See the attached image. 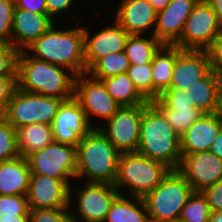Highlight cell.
Instances as JSON below:
<instances>
[{
	"label": "cell",
	"mask_w": 222,
	"mask_h": 222,
	"mask_svg": "<svg viewBox=\"0 0 222 222\" xmlns=\"http://www.w3.org/2000/svg\"><path fill=\"white\" fill-rule=\"evenodd\" d=\"M137 153L171 170L178 169L181 162L180 136L152 102L143 111Z\"/></svg>",
	"instance_id": "obj_1"
},
{
	"label": "cell",
	"mask_w": 222,
	"mask_h": 222,
	"mask_svg": "<svg viewBox=\"0 0 222 222\" xmlns=\"http://www.w3.org/2000/svg\"><path fill=\"white\" fill-rule=\"evenodd\" d=\"M19 51L17 56V85L26 92L67 100L74 96L76 75L69 76L64 67L26 56Z\"/></svg>",
	"instance_id": "obj_2"
},
{
	"label": "cell",
	"mask_w": 222,
	"mask_h": 222,
	"mask_svg": "<svg viewBox=\"0 0 222 222\" xmlns=\"http://www.w3.org/2000/svg\"><path fill=\"white\" fill-rule=\"evenodd\" d=\"M84 28L56 30L52 27L26 49L36 59L67 68L71 75L86 73Z\"/></svg>",
	"instance_id": "obj_3"
},
{
	"label": "cell",
	"mask_w": 222,
	"mask_h": 222,
	"mask_svg": "<svg viewBox=\"0 0 222 222\" xmlns=\"http://www.w3.org/2000/svg\"><path fill=\"white\" fill-rule=\"evenodd\" d=\"M120 152L97 126L77 145L76 177H86V183L114 185Z\"/></svg>",
	"instance_id": "obj_4"
},
{
	"label": "cell",
	"mask_w": 222,
	"mask_h": 222,
	"mask_svg": "<svg viewBox=\"0 0 222 222\" xmlns=\"http://www.w3.org/2000/svg\"><path fill=\"white\" fill-rule=\"evenodd\" d=\"M194 190L176 169L170 170L163 180L143 199L150 222L178 220L182 208Z\"/></svg>",
	"instance_id": "obj_5"
},
{
	"label": "cell",
	"mask_w": 222,
	"mask_h": 222,
	"mask_svg": "<svg viewBox=\"0 0 222 222\" xmlns=\"http://www.w3.org/2000/svg\"><path fill=\"white\" fill-rule=\"evenodd\" d=\"M170 170L162 162L145 157L137 152L121 153L114 186L118 191L124 186L129 187L134 197L144 198L163 180Z\"/></svg>",
	"instance_id": "obj_6"
},
{
	"label": "cell",
	"mask_w": 222,
	"mask_h": 222,
	"mask_svg": "<svg viewBox=\"0 0 222 222\" xmlns=\"http://www.w3.org/2000/svg\"><path fill=\"white\" fill-rule=\"evenodd\" d=\"M62 101L55 97L26 92L17 86L3 116L15 129L36 123L51 125Z\"/></svg>",
	"instance_id": "obj_7"
},
{
	"label": "cell",
	"mask_w": 222,
	"mask_h": 222,
	"mask_svg": "<svg viewBox=\"0 0 222 222\" xmlns=\"http://www.w3.org/2000/svg\"><path fill=\"white\" fill-rule=\"evenodd\" d=\"M221 29L212 5L197 2L185 22L180 39L174 45L182 50H206Z\"/></svg>",
	"instance_id": "obj_8"
},
{
	"label": "cell",
	"mask_w": 222,
	"mask_h": 222,
	"mask_svg": "<svg viewBox=\"0 0 222 222\" xmlns=\"http://www.w3.org/2000/svg\"><path fill=\"white\" fill-rule=\"evenodd\" d=\"M149 103L120 107L106 121L107 129L99 125L100 130L120 153L137 152L142 115Z\"/></svg>",
	"instance_id": "obj_9"
},
{
	"label": "cell",
	"mask_w": 222,
	"mask_h": 222,
	"mask_svg": "<svg viewBox=\"0 0 222 222\" xmlns=\"http://www.w3.org/2000/svg\"><path fill=\"white\" fill-rule=\"evenodd\" d=\"M27 160L32 174L70 179L76 176L77 147L57 142L31 153Z\"/></svg>",
	"instance_id": "obj_10"
},
{
	"label": "cell",
	"mask_w": 222,
	"mask_h": 222,
	"mask_svg": "<svg viewBox=\"0 0 222 222\" xmlns=\"http://www.w3.org/2000/svg\"><path fill=\"white\" fill-rule=\"evenodd\" d=\"M51 128L54 142L77 147L95 125H91L78 101L71 97L61 102Z\"/></svg>",
	"instance_id": "obj_11"
},
{
	"label": "cell",
	"mask_w": 222,
	"mask_h": 222,
	"mask_svg": "<svg viewBox=\"0 0 222 222\" xmlns=\"http://www.w3.org/2000/svg\"><path fill=\"white\" fill-rule=\"evenodd\" d=\"M69 179L31 174L27 201L29 209H64L71 201Z\"/></svg>",
	"instance_id": "obj_12"
},
{
	"label": "cell",
	"mask_w": 222,
	"mask_h": 222,
	"mask_svg": "<svg viewBox=\"0 0 222 222\" xmlns=\"http://www.w3.org/2000/svg\"><path fill=\"white\" fill-rule=\"evenodd\" d=\"M85 75L87 73L76 76L73 97L85 111L88 120L90 114H94L107 121L117 112L120 106L107 92L101 80L89 79L90 75L88 78Z\"/></svg>",
	"instance_id": "obj_13"
},
{
	"label": "cell",
	"mask_w": 222,
	"mask_h": 222,
	"mask_svg": "<svg viewBox=\"0 0 222 222\" xmlns=\"http://www.w3.org/2000/svg\"><path fill=\"white\" fill-rule=\"evenodd\" d=\"M177 170L194 192H202L222 178V160L210 151L182 155Z\"/></svg>",
	"instance_id": "obj_14"
},
{
	"label": "cell",
	"mask_w": 222,
	"mask_h": 222,
	"mask_svg": "<svg viewBox=\"0 0 222 222\" xmlns=\"http://www.w3.org/2000/svg\"><path fill=\"white\" fill-rule=\"evenodd\" d=\"M212 71L206 50H182L176 46V61L168 89H185L196 85Z\"/></svg>",
	"instance_id": "obj_15"
},
{
	"label": "cell",
	"mask_w": 222,
	"mask_h": 222,
	"mask_svg": "<svg viewBox=\"0 0 222 222\" xmlns=\"http://www.w3.org/2000/svg\"><path fill=\"white\" fill-rule=\"evenodd\" d=\"M77 193V208L84 222H104L120 191L111 184L85 182L83 189L80 188Z\"/></svg>",
	"instance_id": "obj_16"
},
{
	"label": "cell",
	"mask_w": 222,
	"mask_h": 222,
	"mask_svg": "<svg viewBox=\"0 0 222 222\" xmlns=\"http://www.w3.org/2000/svg\"><path fill=\"white\" fill-rule=\"evenodd\" d=\"M84 29V61L87 70L101 57L125 50L129 33L115 20L114 25L105 27L95 35Z\"/></svg>",
	"instance_id": "obj_17"
},
{
	"label": "cell",
	"mask_w": 222,
	"mask_h": 222,
	"mask_svg": "<svg viewBox=\"0 0 222 222\" xmlns=\"http://www.w3.org/2000/svg\"><path fill=\"white\" fill-rule=\"evenodd\" d=\"M196 0H170V3L157 12L156 26L152 35L163 45H174L182 34Z\"/></svg>",
	"instance_id": "obj_18"
},
{
	"label": "cell",
	"mask_w": 222,
	"mask_h": 222,
	"mask_svg": "<svg viewBox=\"0 0 222 222\" xmlns=\"http://www.w3.org/2000/svg\"><path fill=\"white\" fill-rule=\"evenodd\" d=\"M53 25L48 14H37L15 6L12 20V45L23 51Z\"/></svg>",
	"instance_id": "obj_19"
},
{
	"label": "cell",
	"mask_w": 222,
	"mask_h": 222,
	"mask_svg": "<svg viewBox=\"0 0 222 222\" xmlns=\"http://www.w3.org/2000/svg\"><path fill=\"white\" fill-rule=\"evenodd\" d=\"M221 129L222 121L217 113L203 114L180 136L181 155L209 151Z\"/></svg>",
	"instance_id": "obj_20"
},
{
	"label": "cell",
	"mask_w": 222,
	"mask_h": 222,
	"mask_svg": "<svg viewBox=\"0 0 222 222\" xmlns=\"http://www.w3.org/2000/svg\"><path fill=\"white\" fill-rule=\"evenodd\" d=\"M116 21L130 35H140L156 24L157 11L148 0H122Z\"/></svg>",
	"instance_id": "obj_21"
},
{
	"label": "cell",
	"mask_w": 222,
	"mask_h": 222,
	"mask_svg": "<svg viewBox=\"0 0 222 222\" xmlns=\"http://www.w3.org/2000/svg\"><path fill=\"white\" fill-rule=\"evenodd\" d=\"M31 174L26 157L0 161V195H27Z\"/></svg>",
	"instance_id": "obj_22"
},
{
	"label": "cell",
	"mask_w": 222,
	"mask_h": 222,
	"mask_svg": "<svg viewBox=\"0 0 222 222\" xmlns=\"http://www.w3.org/2000/svg\"><path fill=\"white\" fill-rule=\"evenodd\" d=\"M222 75L212 70L204 79L188 89L193 105L202 114H214L218 110Z\"/></svg>",
	"instance_id": "obj_23"
},
{
	"label": "cell",
	"mask_w": 222,
	"mask_h": 222,
	"mask_svg": "<svg viewBox=\"0 0 222 222\" xmlns=\"http://www.w3.org/2000/svg\"><path fill=\"white\" fill-rule=\"evenodd\" d=\"M17 149L22 157H28L31 153L39 151L51 144L53 132L51 125L28 124L16 129Z\"/></svg>",
	"instance_id": "obj_24"
},
{
	"label": "cell",
	"mask_w": 222,
	"mask_h": 222,
	"mask_svg": "<svg viewBox=\"0 0 222 222\" xmlns=\"http://www.w3.org/2000/svg\"><path fill=\"white\" fill-rule=\"evenodd\" d=\"M165 51L163 54L162 52ZM176 61V46L163 45L154 54L152 65L153 76V100L170 87L173 75V67Z\"/></svg>",
	"instance_id": "obj_25"
},
{
	"label": "cell",
	"mask_w": 222,
	"mask_h": 222,
	"mask_svg": "<svg viewBox=\"0 0 222 222\" xmlns=\"http://www.w3.org/2000/svg\"><path fill=\"white\" fill-rule=\"evenodd\" d=\"M134 200L135 203L120 193L114 199L104 222H150L144 199L134 197Z\"/></svg>",
	"instance_id": "obj_26"
},
{
	"label": "cell",
	"mask_w": 222,
	"mask_h": 222,
	"mask_svg": "<svg viewBox=\"0 0 222 222\" xmlns=\"http://www.w3.org/2000/svg\"><path fill=\"white\" fill-rule=\"evenodd\" d=\"M107 92L120 107L136 106L148 101L135 87L127 73L101 79Z\"/></svg>",
	"instance_id": "obj_27"
},
{
	"label": "cell",
	"mask_w": 222,
	"mask_h": 222,
	"mask_svg": "<svg viewBox=\"0 0 222 222\" xmlns=\"http://www.w3.org/2000/svg\"><path fill=\"white\" fill-rule=\"evenodd\" d=\"M163 44L153 35L146 39L140 35H130L125 50L131 65H143L152 62L154 54Z\"/></svg>",
	"instance_id": "obj_28"
},
{
	"label": "cell",
	"mask_w": 222,
	"mask_h": 222,
	"mask_svg": "<svg viewBox=\"0 0 222 222\" xmlns=\"http://www.w3.org/2000/svg\"><path fill=\"white\" fill-rule=\"evenodd\" d=\"M130 61L124 51L108 54L98 59L88 70L87 76L92 74L91 78L101 80L115 75L127 73L130 67Z\"/></svg>",
	"instance_id": "obj_29"
},
{
	"label": "cell",
	"mask_w": 222,
	"mask_h": 222,
	"mask_svg": "<svg viewBox=\"0 0 222 222\" xmlns=\"http://www.w3.org/2000/svg\"><path fill=\"white\" fill-rule=\"evenodd\" d=\"M164 115L175 132L181 136L203 114L197 108H167L158 98L151 101Z\"/></svg>",
	"instance_id": "obj_30"
},
{
	"label": "cell",
	"mask_w": 222,
	"mask_h": 222,
	"mask_svg": "<svg viewBox=\"0 0 222 222\" xmlns=\"http://www.w3.org/2000/svg\"><path fill=\"white\" fill-rule=\"evenodd\" d=\"M210 209L202 192H193L182 208L179 220L183 222H209Z\"/></svg>",
	"instance_id": "obj_31"
},
{
	"label": "cell",
	"mask_w": 222,
	"mask_h": 222,
	"mask_svg": "<svg viewBox=\"0 0 222 222\" xmlns=\"http://www.w3.org/2000/svg\"><path fill=\"white\" fill-rule=\"evenodd\" d=\"M127 74L133 81L136 89L148 100H153V76L152 65H130Z\"/></svg>",
	"instance_id": "obj_32"
},
{
	"label": "cell",
	"mask_w": 222,
	"mask_h": 222,
	"mask_svg": "<svg viewBox=\"0 0 222 222\" xmlns=\"http://www.w3.org/2000/svg\"><path fill=\"white\" fill-rule=\"evenodd\" d=\"M19 156L16 129L0 115V161H7Z\"/></svg>",
	"instance_id": "obj_33"
},
{
	"label": "cell",
	"mask_w": 222,
	"mask_h": 222,
	"mask_svg": "<svg viewBox=\"0 0 222 222\" xmlns=\"http://www.w3.org/2000/svg\"><path fill=\"white\" fill-rule=\"evenodd\" d=\"M67 209H30V222H78L77 216Z\"/></svg>",
	"instance_id": "obj_34"
},
{
	"label": "cell",
	"mask_w": 222,
	"mask_h": 222,
	"mask_svg": "<svg viewBox=\"0 0 222 222\" xmlns=\"http://www.w3.org/2000/svg\"><path fill=\"white\" fill-rule=\"evenodd\" d=\"M15 0H0V43L12 45V20Z\"/></svg>",
	"instance_id": "obj_35"
},
{
	"label": "cell",
	"mask_w": 222,
	"mask_h": 222,
	"mask_svg": "<svg viewBox=\"0 0 222 222\" xmlns=\"http://www.w3.org/2000/svg\"><path fill=\"white\" fill-rule=\"evenodd\" d=\"M26 195H0V217L5 215H29Z\"/></svg>",
	"instance_id": "obj_36"
},
{
	"label": "cell",
	"mask_w": 222,
	"mask_h": 222,
	"mask_svg": "<svg viewBox=\"0 0 222 222\" xmlns=\"http://www.w3.org/2000/svg\"><path fill=\"white\" fill-rule=\"evenodd\" d=\"M158 99L169 109L195 108L188 90L166 89Z\"/></svg>",
	"instance_id": "obj_37"
},
{
	"label": "cell",
	"mask_w": 222,
	"mask_h": 222,
	"mask_svg": "<svg viewBox=\"0 0 222 222\" xmlns=\"http://www.w3.org/2000/svg\"><path fill=\"white\" fill-rule=\"evenodd\" d=\"M18 52L13 45L0 43V77H17Z\"/></svg>",
	"instance_id": "obj_38"
},
{
	"label": "cell",
	"mask_w": 222,
	"mask_h": 222,
	"mask_svg": "<svg viewBox=\"0 0 222 222\" xmlns=\"http://www.w3.org/2000/svg\"><path fill=\"white\" fill-rule=\"evenodd\" d=\"M212 70L222 75V29L206 49Z\"/></svg>",
	"instance_id": "obj_39"
},
{
	"label": "cell",
	"mask_w": 222,
	"mask_h": 222,
	"mask_svg": "<svg viewBox=\"0 0 222 222\" xmlns=\"http://www.w3.org/2000/svg\"><path fill=\"white\" fill-rule=\"evenodd\" d=\"M17 86V77H0V115L4 114Z\"/></svg>",
	"instance_id": "obj_40"
},
{
	"label": "cell",
	"mask_w": 222,
	"mask_h": 222,
	"mask_svg": "<svg viewBox=\"0 0 222 222\" xmlns=\"http://www.w3.org/2000/svg\"><path fill=\"white\" fill-rule=\"evenodd\" d=\"M209 204L210 212L222 210V178L202 191Z\"/></svg>",
	"instance_id": "obj_41"
},
{
	"label": "cell",
	"mask_w": 222,
	"mask_h": 222,
	"mask_svg": "<svg viewBox=\"0 0 222 222\" xmlns=\"http://www.w3.org/2000/svg\"><path fill=\"white\" fill-rule=\"evenodd\" d=\"M17 8H22L37 14H47L45 0H15Z\"/></svg>",
	"instance_id": "obj_42"
},
{
	"label": "cell",
	"mask_w": 222,
	"mask_h": 222,
	"mask_svg": "<svg viewBox=\"0 0 222 222\" xmlns=\"http://www.w3.org/2000/svg\"><path fill=\"white\" fill-rule=\"evenodd\" d=\"M46 1V8L47 14L53 18L55 14L60 11L66 10L70 7L73 0H45Z\"/></svg>",
	"instance_id": "obj_43"
},
{
	"label": "cell",
	"mask_w": 222,
	"mask_h": 222,
	"mask_svg": "<svg viewBox=\"0 0 222 222\" xmlns=\"http://www.w3.org/2000/svg\"><path fill=\"white\" fill-rule=\"evenodd\" d=\"M209 151L222 160V129L211 144Z\"/></svg>",
	"instance_id": "obj_44"
},
{
	"label": "cell",
	"mask_w": 222,
	"mask_h": 222,
	"mask_svg": "<svg viewBox=\"0 0 222 222\" xmlns=\"http://www.w3.org/2000/svg\"><path fill=\"white\" fill-rule=\"evenodd\" d=\"M0 222H30L29 215H5L0 217Z\"/></svg>",
	"instance_id": "obj_45"
},
{
	"label": "cell",
	"mask_w": 222,
	"mask_h": 222,
	"mask_svg": "<svg viewBox=\"0 0 222 222\" xmlns=\"http://www.w3.org/2000/svg\"><path fill=\"white\" fill-rule=\"evenodd\" d=\"M209 3L216 13L218 22L222 25V0H211Z\"/></svg>",
	"instance_id": "obj_46"
},
{
	"label": "cell",
	"mask_w": 222,
	"mask_h": 222,
	"mask_svg": "<svg viewBox=\"0 0 222 222\" xmlns=\"http://www.w3.org/2000/svg\"><path fill=\"white\" fill-rule=\"evenodd\" d=\"M148 1L157 12L163 10L170 3V0H148Z\"/></svg>",
	"instance_id": "obj_47"
},
{
	"label": "cell",
	"mask_w": 222,
	"mask_h": 222,
	"mask_svg": "<svg viewBox=\"0 0 222 222\" xmlns=\"http://www.w3.org/2000/svg\"><path fill=\"white\" fill-rule=\"evenodd\" d=\"M209 222H222V210L211 212Z\"/></svg>",
	"instance_id": "obj_48"
},
{
	"label": "cell",
	"mask_w": 222,
	"mask_h": 222,
	"mask_svg": "<svg viewBox=\"0 0 222 222\" xmlns=\"http://www.w3.org/2000/svg\"><path fill=\"white\" fill-rule=\"evenodd\" d=\"M217 114H218L219 118L222 121V88H221L220 93H219V102H218Z\"/></svg>",
	"instance_id": "obj_49"
},
{
	"label": "cell",
	"mask_w": 222,
	"mask_h": 222,
	"mask_svg": "<svg viewBox=\"0 0 222 222\" xmlns=\"http://www.w3.org/2000/svg\"><path fill=\"white\" fill-rule=\"evenodd\" d=\"M197 2H206L209 3L211 0H196Z\"/></svg>",
	"instance_id": "obj_50"
},
{
	"label": "cell",
	"mask_w": 222,
	"mask_h": 222,
	"mask_svg": "<svg viewBox=\"0 0 222 222\" xmlns=\"http://www.w3.org/2000/svg\"><path fill=\"white\" fill-rule=\"evenodd\" d=\"M172 222H183V221H181V220L178 219V220H174V221H172Z\"/></svg>",
	"instance_id": "obj_51"
}]
</instances>
